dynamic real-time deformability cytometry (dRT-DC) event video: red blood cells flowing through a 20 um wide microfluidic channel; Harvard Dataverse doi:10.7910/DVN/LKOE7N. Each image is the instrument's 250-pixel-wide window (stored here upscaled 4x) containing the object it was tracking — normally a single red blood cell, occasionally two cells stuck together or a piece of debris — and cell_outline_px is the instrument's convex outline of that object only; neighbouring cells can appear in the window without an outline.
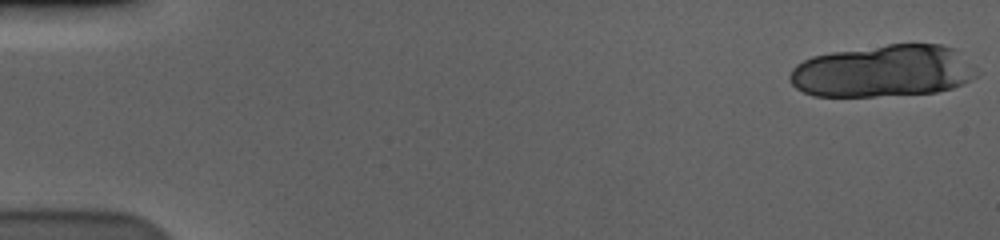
{"species": "human", "species_latin": "Homo sapiens", "temperature_condition": "cold", "stored_images_in_passage": 21, "camera_frame_rate_fps": 3000, "um_per_image_px": 0.085, "donor": {"sex": "male"}, "frame": {"image": 1, "passage_image": 1, "time_ms": 0.0, "image_size_px": [1000, 240], "cell_outline_px": [[980, 72], [976, 76], [952, 88], [936, 92], [876, 96], [812, 96], [796, 88], [788, 80], [788, 76], [792, 68], [796, 64], [812, 56], [832, 52], [888, 44], [940, 44], [956, 48]], "centroid_in_image_um": [75.06, 6.03], "position_along_channel_um": 9.9, "area_um2": 56.99}}